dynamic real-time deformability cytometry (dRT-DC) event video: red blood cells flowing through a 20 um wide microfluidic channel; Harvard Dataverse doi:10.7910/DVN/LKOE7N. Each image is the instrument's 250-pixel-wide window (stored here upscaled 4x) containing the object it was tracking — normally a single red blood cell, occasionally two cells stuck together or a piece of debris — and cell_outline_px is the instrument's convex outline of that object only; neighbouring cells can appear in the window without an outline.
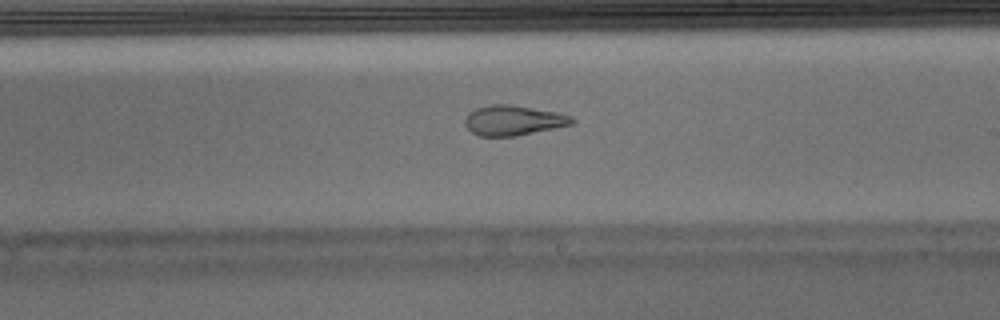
{"species": "Egyptian fruit bat (a non-hibernating species)", "species_latin": "Rousettus aegyptiacus", "temperature_condition": "warm", "stored_images_in_passage": 50, "camera_frame_rate_fps": 3000, "um_per_image_px": 0.085, "animal": {"sex": "male"}, "frame": {"image": 1, "passage_image": 29, "time_ms": 9.333, "image_size_px": [1000, 320], "cell_outline_px": [[576, 120], [572, 124], [516, 136], [480, 136], [472, 132], [464, 124], [464, 120], [468, 112], [476, 108], [488, 104], [512, 104], [556, 112], [572, 116]], "centroid_in_image_um": [43.61, 10.22], "position_along_channel_um": 245.4, "area_um2": 18.79}}
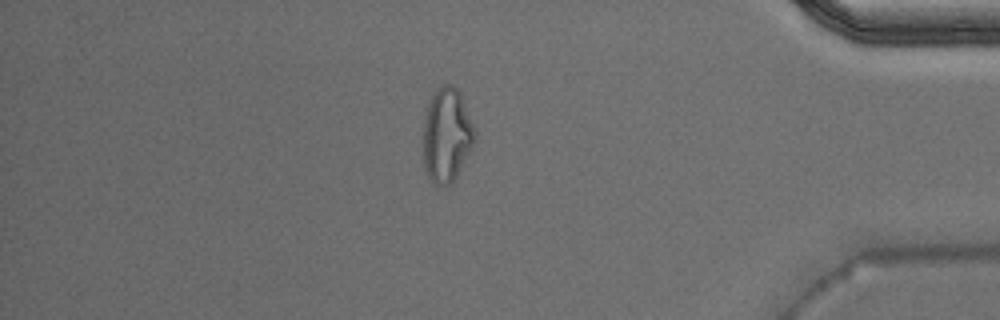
{"frame": {"image": 2, "passage_image": 43, "time_ms": 14.0, "image_size_px": [1000, 320], "cell_outline_px": [[476, 140], [472, 148], [452, 184], [444, 188], [432, 184], [428, 176], [424, 164], [424, 120], [428, 104], [436, 88], [444, 84], [452, 84], [460, 92], [476, 128]], "centroid_in_image_um": [38.0, 11.51], "position_along_channel_um": 397.2, "area_um2": 28.73}, "authors_computed_cell_mechanics": {"area_um2": 19.7098, "velocity_mm_per_s": 4.006, "shape_relaxation_time_tau1_ms": null, "shape_relaxation_time_tau2_ms": 2.1903, "deformation_change_tau1": null, "deformation_change_tau2": 0.1095}}